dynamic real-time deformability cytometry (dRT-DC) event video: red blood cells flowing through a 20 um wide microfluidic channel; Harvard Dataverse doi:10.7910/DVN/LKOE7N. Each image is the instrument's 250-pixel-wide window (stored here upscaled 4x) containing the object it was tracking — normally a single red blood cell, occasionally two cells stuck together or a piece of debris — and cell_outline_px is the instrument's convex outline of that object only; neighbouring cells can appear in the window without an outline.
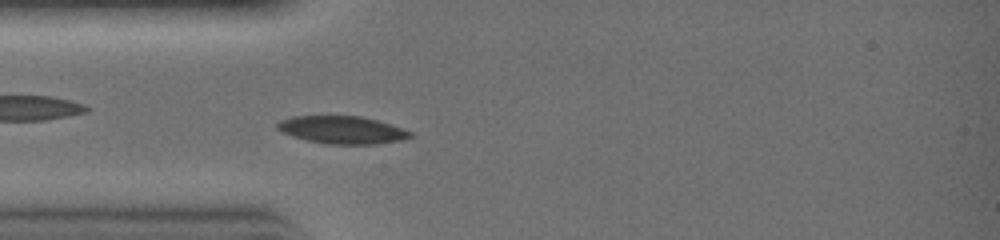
{"species": "common noctule bat (a hibernating species)", "species_latin": "Nyctalus noctula", "temperature_condition": "warm", "stored_images_in_passage": 4, "camera_frame_rate_fps": 3000, "um_per_image_px": 0.085, "animal": {"sex": "female", "body_mass_g": 19.0, "forearm_length_mm": 51.5}, "frame": {"image": 1, "passage_image": 2, "time_ms": 0.333, "image_size_px": [1000, 240], "cell_outline_px": [[412, 136], [400, 140], [376, 144], [328, 144], [308, 140], [292, 136], [280, 132], [276, 128], [276, 124], [280, 120], [292, 116], [360, 116], [392, 124], [412, 132]], "centroid_in_image_um": [29.05, 11.03], "position_along_channel_um": 55.9, "area_um2": 21.39}}